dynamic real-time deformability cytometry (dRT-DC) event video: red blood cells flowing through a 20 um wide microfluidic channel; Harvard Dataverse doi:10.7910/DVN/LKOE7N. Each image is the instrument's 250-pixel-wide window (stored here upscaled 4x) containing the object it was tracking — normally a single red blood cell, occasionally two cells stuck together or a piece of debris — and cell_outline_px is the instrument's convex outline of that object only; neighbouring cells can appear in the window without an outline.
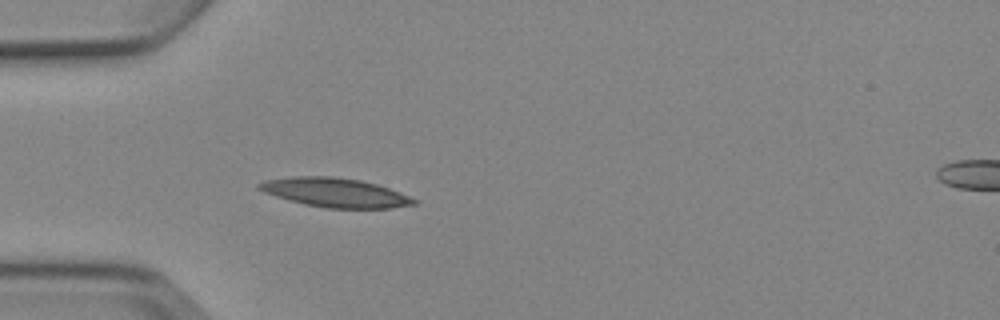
{"species": "Egyptian fruit bat (a non-hibernating species)", "species_latin": "Rousettus aegyptiacus", "temperature_condition": "cold", "stored_images_in_passage": 5, "camera_frame_rate_fps": 3000, "um_per_image_px": 0.085, "animal": {"sex": "female"}, "frame": {"image": 1, "passage_image": 5, "time_ms": 4.667, "image_size_px": [1000, 320], "cell_outline_px": [[416, 204], [392, 208], [328, 208], [304, 204], [288, 200], [264, 192], [256, 188], [256, 184], [264, 180], [292, 176], [332, 176], [360, 180], [376, 184], [400, 192], [416, 200]], "centroid_in_image_um": [28.44, 16.36], "position_along_channel_um": 56.6, "area_um2": 26.24}}